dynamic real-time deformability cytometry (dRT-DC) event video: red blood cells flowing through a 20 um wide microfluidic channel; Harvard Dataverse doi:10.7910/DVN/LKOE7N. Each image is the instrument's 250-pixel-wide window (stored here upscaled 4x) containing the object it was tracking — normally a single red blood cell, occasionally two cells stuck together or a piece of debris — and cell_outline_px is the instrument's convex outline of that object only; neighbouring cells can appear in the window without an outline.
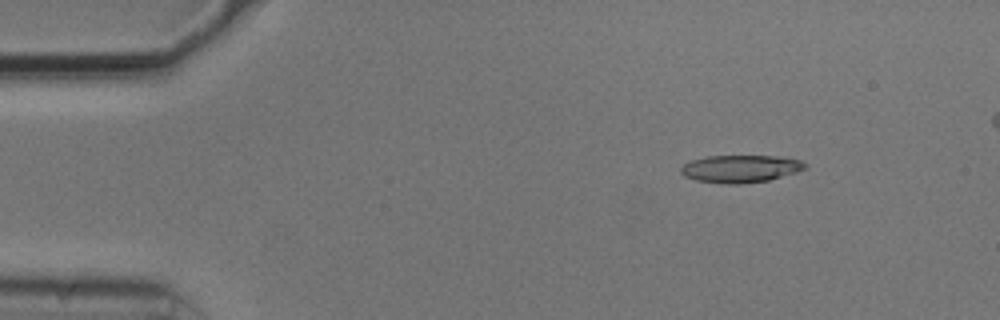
{"species": "common noctule bat (a hibernating species)", "species_latin": "Nyctalus noctula", "temperature_condition": "cold", "stored_images_in_passage": 14, "camera_frame_rate_fps": 3000, "um_per_image_px": 0.085, "animal": {"sex": "male", "body_mass_g": 20.5, "forearm_length_mm": 52.5}, "frame": {"image": 1, "passage_image": 7, "time_ms": 2.0, "image_size_px": [1000, 320], "cell_outline_px": [[808, 168], [796, 172], [768, 180], [736, 184], [728, 184], [696, 180], [684, 176], [680, 172], [680, 168], [684, 164], [692, 160], [704, 156], [776, 156], [800, 160], [808, 164]], "centroid_in_image_um": [62.94, 14.33], "position_along_channel_um": 22.1, "area_um2": 19.83}}